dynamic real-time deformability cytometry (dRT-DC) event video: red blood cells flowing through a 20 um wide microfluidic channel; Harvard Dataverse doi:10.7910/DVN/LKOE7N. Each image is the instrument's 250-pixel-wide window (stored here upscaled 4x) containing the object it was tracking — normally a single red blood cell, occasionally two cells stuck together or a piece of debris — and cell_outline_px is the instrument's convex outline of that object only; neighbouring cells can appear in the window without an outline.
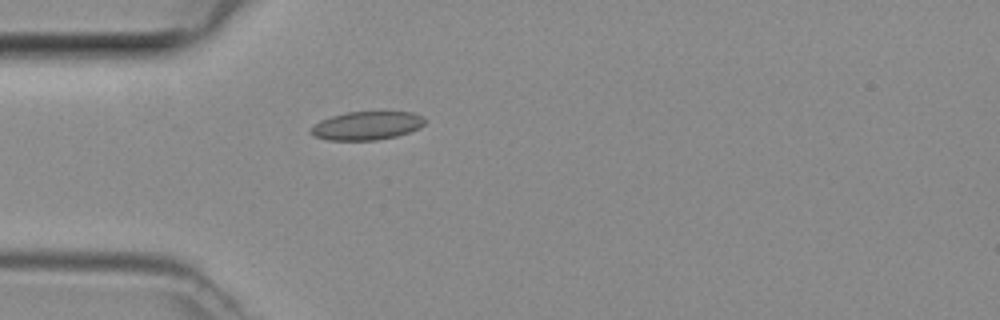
{"species": "common noctule bat (a hibernating species)", "species_latin": "Nyctalus noctula", "temperature_condition": "room temperature", "stored_images_in_passage": 24, "camera_frame_rate_fps": 3000, "um_per_image_px": 0.085, "animal": {"sex": "female", "body_mass_g": 29.2, "forearm_length_mm": 56.3}, "frame": {"image": 1, "passage_image": 1, "time_ms": 0.0, "image_size_px": [1000, 320], "cell_outline_px": [[424, 124], [420, 128], [396, 136], [376, 140], [328, 140], [316, 136], [308, 132], [312, 124], [320, 120], [332, 116], [348, 112], [412, 112], [420, 116], [424, 120]], "centroid_in_image_um": [31.13, 10.68], "position_along_channel_um": 53.9, "area_um2": 18.79}}
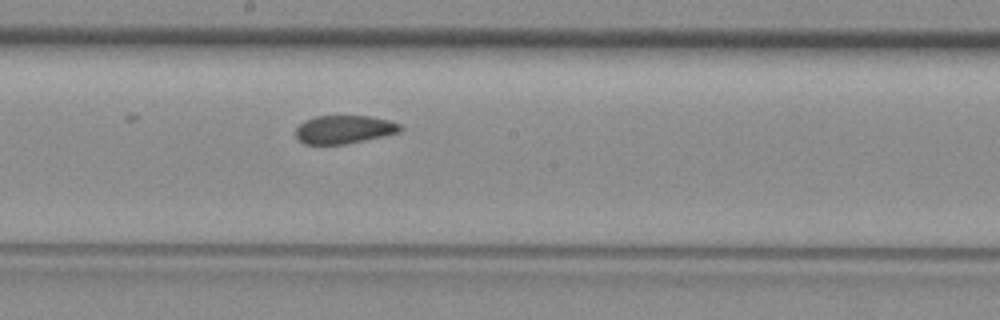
{"frame": {"image": 2, "passage_image": 13, "time_ms": 4.0, "image_size_px": [1000, 320], "cell_outline_px": [[404, 128], [400, 132], [364, 140], [344, 144], [304, 144], [296, 136], [296, 128], [304, 120], [316, 116], [368, 116], [388, 120], [400, 124]], "centroid_in_image_um": [29.25, 11.0], "position_along_channel_um": 219.0, "area_um2": 17.11}}
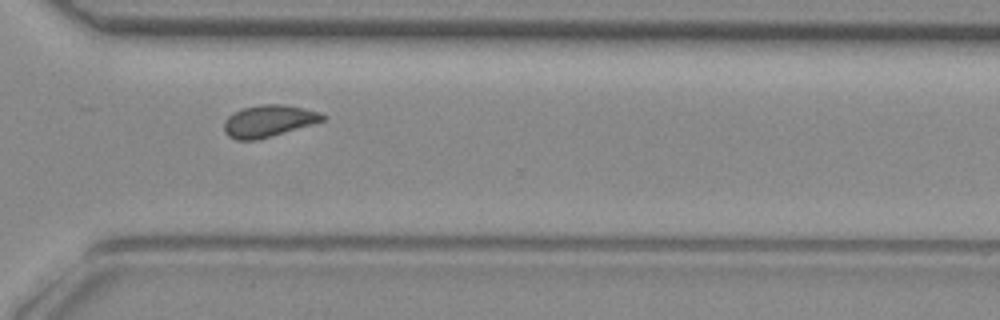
{"frame": {"image": 3, "passage_image": 22, "time_ms": 7.0, "image_size_px": [1000, 320], "cell_outline_px": [[324, 120], [312, 124], [272, 136], [256, 140], [236, 140], [228, 136], [224, 132], [224, 120], [228, 116], [244, 108], [264, 104], [284, 104], [304, 108], [320, 112], [324, 116]], "centroid_in_image_um": [22.81, 10.29], "position_along_channel_um": 347.8, "area_um2": 18.15}}